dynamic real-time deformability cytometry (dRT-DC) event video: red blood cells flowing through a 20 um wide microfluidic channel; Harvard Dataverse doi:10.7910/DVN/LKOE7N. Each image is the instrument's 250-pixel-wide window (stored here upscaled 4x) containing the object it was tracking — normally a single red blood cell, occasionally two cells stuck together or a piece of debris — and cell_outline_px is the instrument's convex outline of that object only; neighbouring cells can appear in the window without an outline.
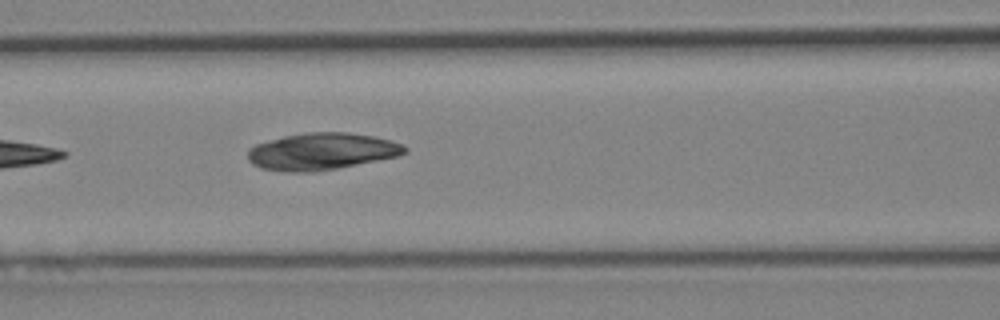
{"species": "Egyptian fruit bat (a non-hibernating species)", "species_latin": "Rousettus aegyptiacus", "temperature_condition": "cold", "stored_images_in_passage": 6, "camera_frame_rate_fps": 3000, "um_per_image_px": 0.085, "animal": {"sex": "female"}, "frame": {"image": 1, "passage_image": 6, "time_ms": 6.0, "image_size_px": [1000, 320], "cell_outline_px": [[408, 152], [396, 156], [336, 168], [312, 172], [280, 172], [260, 168], [252, 164], [248, 160], [248, 148], [256, 144], [268, 140], [284, 136], [304, 132], [348, 132], [372, 136], [388, 140], [400, 144], [408, 148]], "centroid_in_image_um": [27.27, 12.87], "position_along_channel_um": 139.3, "area_um2": 33.7}}